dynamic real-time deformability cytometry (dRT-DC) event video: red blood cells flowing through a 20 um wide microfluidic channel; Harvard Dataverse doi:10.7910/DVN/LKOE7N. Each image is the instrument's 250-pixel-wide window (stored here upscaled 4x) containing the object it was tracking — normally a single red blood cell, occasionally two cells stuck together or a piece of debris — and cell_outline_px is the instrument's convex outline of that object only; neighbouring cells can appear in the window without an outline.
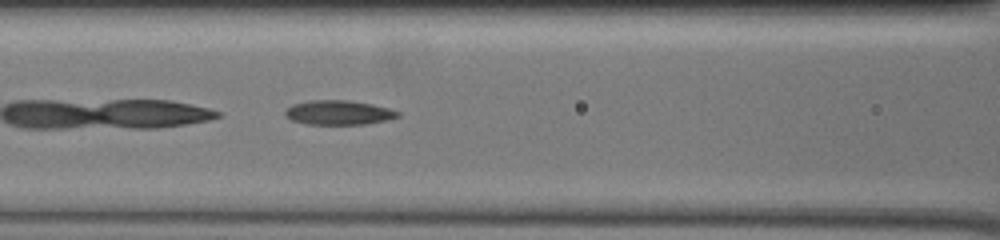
{"species": "common noctule bat (a hibernating species)", "species_latin": "Nyctalus noctula", "temperature_condition": "warm", "stored_images_in_passage": 35, "camera_frame_rate_fps": 3000, "um_per_image_px": 0.085, "animal": {"sex": "female", "body_mass_g": 19.5, "forearm_length_mm": 54.1}, "frame": {"image": 1, "passage_image": 6, "time_ms": 1.667, "image_size_px": [1000, 240], "cell_outline_px": [[400, 116], [388, 120], [364, 124], [308, 124], [292, 120], [284, 116], [284, 112], [292, 104], [308, 100], [348, 100], [372, 104], [388, 108], [400, 112]], "centroid_in_image_um": [28.77, 9.56], "position_along_channel_um": 137.8, "area_um2": 16.07}}
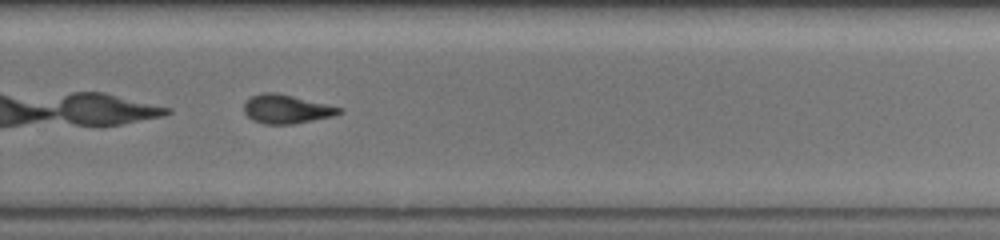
{"frame": {"image": 2, "passage_image": 20, "time_ms": 6.333, "image_size_px": [1000, 240], "cell_outline_px": [[344, 112], [332, 116], [292, 124], [264, 124], [252, 120], [244, 112], [244, 104], [252, 96], [260, 92], [276, 92], [344, 108]], "centroid_in_image_um": [24.35, 9.27], "position_along_channel_um": 305.5, "area_um2": 15.95}, "authors_computed_cell_mechanics": {"area_um2": 16.0106, "velocity_mm_per_s": 3.6031, "shape_relaxation_time_tau1_ms": null, "shape_relaxation_time_tau2_ms": 1.3569, "deformation_change_tau1": null, "deformation_change_tau2": 0.0698}}